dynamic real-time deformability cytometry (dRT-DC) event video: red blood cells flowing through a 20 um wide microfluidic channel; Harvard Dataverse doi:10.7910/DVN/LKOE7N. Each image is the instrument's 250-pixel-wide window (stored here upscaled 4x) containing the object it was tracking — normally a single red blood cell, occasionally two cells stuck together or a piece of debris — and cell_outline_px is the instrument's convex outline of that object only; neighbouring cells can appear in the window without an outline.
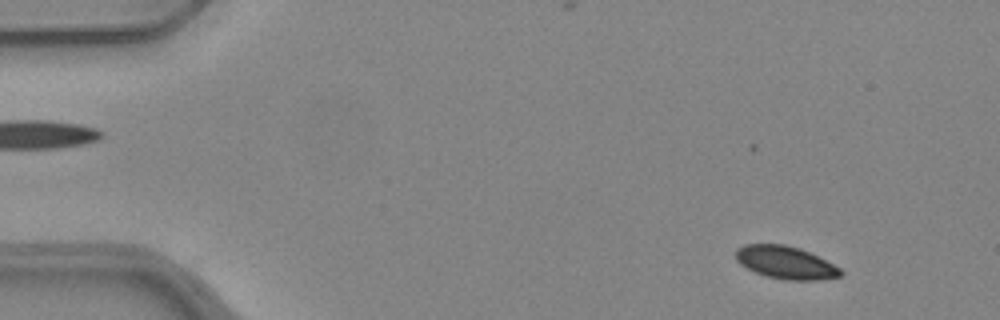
{"species": "common noctule bat (a hibernating species)", "species_latin": "Nyctalus noctula", "temperature_condition": "warm", "stored_images_in_passage": 55, "camera_frame_rate_fps": 3000, "um_per_image_px": 0.085, "animal": {"sex": "female", "body_mass_g": 24.6, "forearm_length_mm": 56.2}, "frame": {"image": 1, "passage_image": 8, "time_ms": 2.333, "image_size_px": [1000, 320], "cell_outline_px": [[844, 272], [840, 276], [820, 280], [784, 280], [764, 276], [740, 264], [736, 260], [736, 248], [744, 244], [784, 244], [800, 248], [840, 268]], "centroid_in_image_um": [66.75, 22.32], "position_along_channel_um": 18.2, "area_um2": 19.94}}
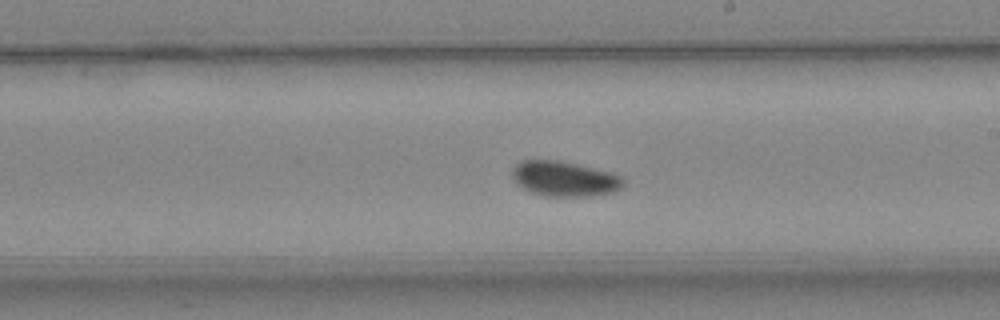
{"frame": {"image": 2, "passage_image": 33, "time_ms": 10.667, "image_size_px": [1000, 320], "cell_outline_px": [[624, 184], [616, 192], [592, 196], [544, 196], [532, 192], [516, 184], [512, 180], [512, 168], [520, 160], [560, 160], [612, 172], [624, 176]], "centroid_in_image_um": [47.99, 15.19], "position_along_channel_um": 241.0, "area_um2": 23.12}}
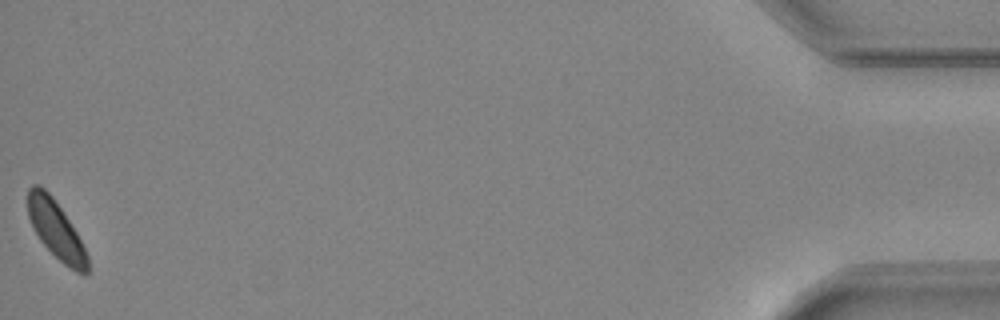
{"frame": {"image": 3, "passage_image": 55, "time_ms": 18.0, "image_size_px": [1000, 320], "cell_outline_px": [[88, 276], [84, 276], [76, 272], [64, 264], [40, 240], [28, 216], [28, 188], [32, 184], [40, 184], [52, 196], [76, 232], [88, 256]], "centroid_in_image_um": [4.76, 19.54], "position_along_channel_um": 430.4, "area_um2": 19.77}, "authors_computed_cell_mechanics": {"area_um2": 21.386, "velocity_mm_per_s": 3.9386, "shape_relaxation_time_tau1_ms": 1.2243, "shape_relaxation_time_tau2_ms": null, "deformation_change_tau1": 0.0647, "deformation_change_tau2": null}}